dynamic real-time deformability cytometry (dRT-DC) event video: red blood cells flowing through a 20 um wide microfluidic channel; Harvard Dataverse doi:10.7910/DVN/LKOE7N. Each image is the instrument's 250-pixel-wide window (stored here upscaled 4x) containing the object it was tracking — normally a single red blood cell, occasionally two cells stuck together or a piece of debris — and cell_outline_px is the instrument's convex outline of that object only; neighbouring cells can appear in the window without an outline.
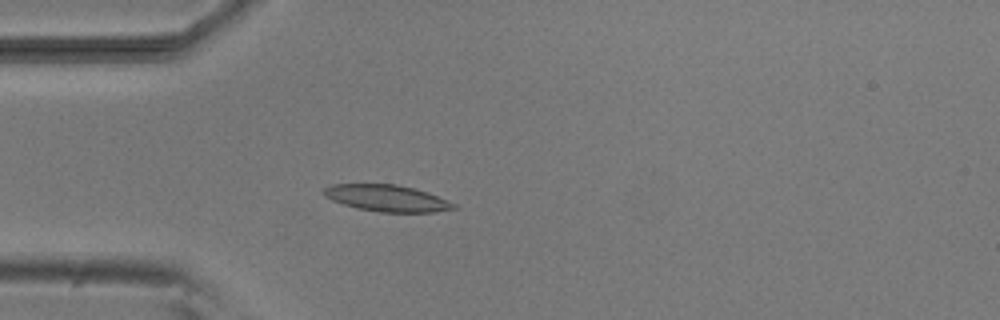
{"species": "common noctule bat (a hibernating species)", "species_latin": "Nyctalus noctula", "temperature_condition": "room temperature", "stored_images_in_passage": 5, "camera_frame_rate_fps": 3000, "um_per_image_px": 0.085, "animal": {"sex": "male", "body_mass_g": 20.5, "forearm_length_mm": 52.5}, "frame": {"image": 1, "passage_image": 5, "time_ms": 4.667, "image_size_px": [1000, 320], "cell_outline_px": [[460, 208], [436, 212], [376, 212], [356, 208], [332, 200], [324, 196], [320, 192], [324, 188], [332, 184], [396, 184], [416, 188], [456, 204]], "centroid_in_image_um": [32.87, 16.85], "position_along_channel_um": 52.1, "area_um2": 20.29}}